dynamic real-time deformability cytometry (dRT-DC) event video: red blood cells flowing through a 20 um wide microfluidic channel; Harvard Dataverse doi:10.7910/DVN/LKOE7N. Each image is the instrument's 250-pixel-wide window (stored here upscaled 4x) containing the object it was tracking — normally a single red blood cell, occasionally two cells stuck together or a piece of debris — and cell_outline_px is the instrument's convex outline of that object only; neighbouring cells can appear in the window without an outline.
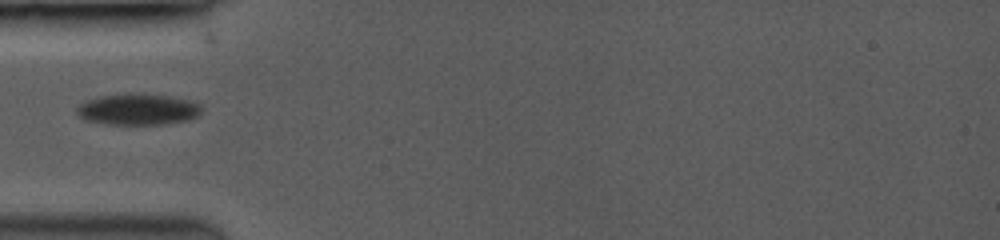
{"species": "common noctule bat (a hibernating species)", "species_latin": "Nyctalus noctula", "temperature_condition": "room temperature", "stored_images_in_passage": 7, "camera_frame_rate_fps": 3500, "um_per_image_px": 0.085, "animal": {"sex": "female", "body_mass_g": 19.0, "forearm_length_mm": 53.3}, "frame": {"image": 1, "passage_image": 1, "time_ms": 0.0, "image_size_px": [1000, 240], "cell_outline_px": [[200, 112], [196, 116], [188, 120], [164, 124], [108, 124], [88, 120], [80, 116], [76, 112], [76, 108], [80, 104], [88, 100], [104, 96], [164, 96], [184, 100], [200, 104]], "centroid_in_image_um": [11.71, 9.35], "position_along_channel_um": 73.3, "area_um2": 21.33}}
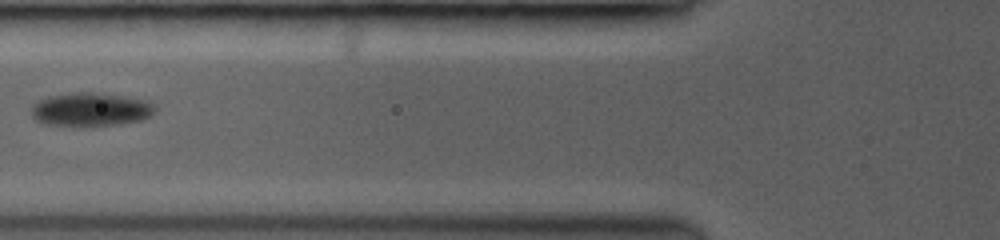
{"frame": {"image": 2, "passage_image": 4, "time_ms": 0.857, "image_size_px": [1000, 240], "cell_outline_px": [[152, 112], [148, 116], [140, 120], [116, 124], [84, 128], [80, 128], [48, 124], [36, 120], [32, 116], [32, 108], [40, 100], [56, 96], [84, 92], [116, 96], [140, 100], [148, 104], [152, 108]], "centroid_in_image_um": [7.61, 9.37], "position_along_channel_um": 118.2, "area_um2": 23.18}}